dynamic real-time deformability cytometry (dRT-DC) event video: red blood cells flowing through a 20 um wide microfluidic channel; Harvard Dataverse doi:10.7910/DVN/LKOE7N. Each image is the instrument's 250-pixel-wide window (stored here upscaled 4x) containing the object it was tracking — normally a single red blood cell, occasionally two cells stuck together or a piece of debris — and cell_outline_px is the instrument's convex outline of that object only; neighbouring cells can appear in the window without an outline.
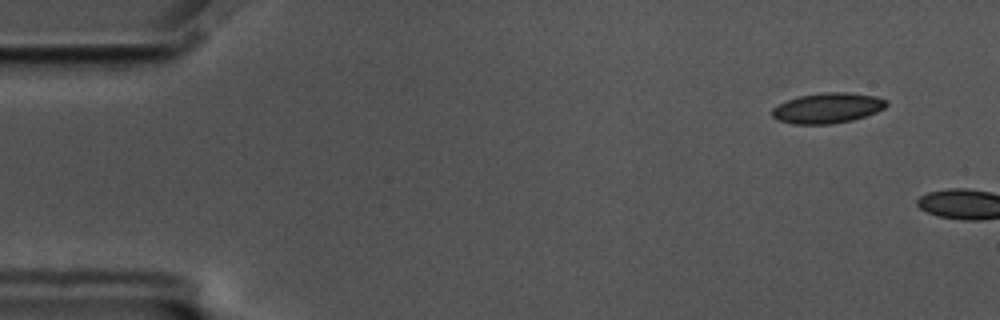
{"species": "common noctule bat (a hibernating species)", "species_latin": "Nyctalus noctula", "temperature_condition": "cold", "stored_images_in_passage": 8, "camera_frame_rate_fps": 3000, "um_per_image_px": 0.085, "animal": {"sex": "male", "body_mass_g": 17.5, "forearm_length_mm": 52.3}, "frame": {"image": 1, "passage_image": 5, "time_ms": 1.333, "image_size_px": [1000, 320], "cell_outline_px": [[888, 104], [884, 108], [876, 112], [852, 120], [828, 124], [792, 124], [776, 120], [772, 116], [772, 108], [788, 100], [800, 96], [824, 92], [848, 92], [876, 96], [888, 100]], "centroid_in_image_um": [70.35, 9.18], "position_along_channel_um": 14.7, "area_um2": 20.17}}